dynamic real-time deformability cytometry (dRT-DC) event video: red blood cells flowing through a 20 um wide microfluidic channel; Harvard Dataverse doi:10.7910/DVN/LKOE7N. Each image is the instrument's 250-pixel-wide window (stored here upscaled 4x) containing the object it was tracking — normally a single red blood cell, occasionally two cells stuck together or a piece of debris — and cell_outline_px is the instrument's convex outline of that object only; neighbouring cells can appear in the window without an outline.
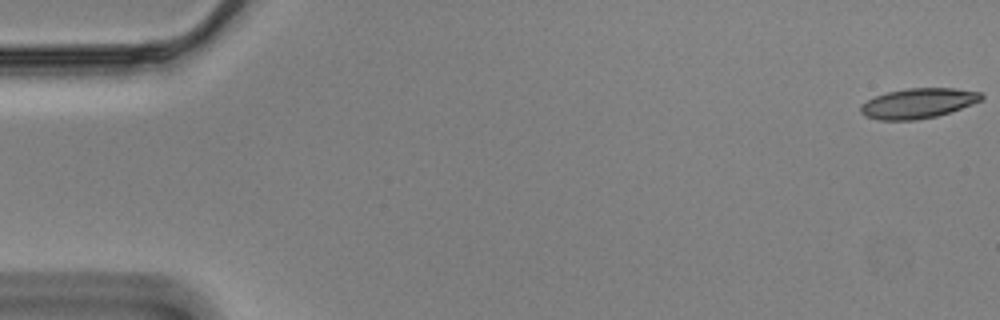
{"species": "Egyptian fruit bat (a non-hibernating species)", "species_latin": "Rousettus aegyptiacus", "temperature_condition": "cold", "stored_images_in_passage": 58, "camera_frame_rate_fps": 3000, "um_per_image_px": 0.085, "animal": {"sex": "male"}, "frame": {"image": 1, "passage_image": 1, "time_ms": 0.0, "image_size_px": [1000, 320], "cell_outline_px": [[984, 96], [980, 100], [972, 104], [936, 116], [916, 120], [880, 120], [864, 116], [860, 112], [860, 104], [876, 96], [888, 92], [908, 88], [956, 88], [980, 92]], "centroid_in_image_um": [78.01, 8.78], "position_along_channel_um": 7.0, "area_um2": 20.98}}
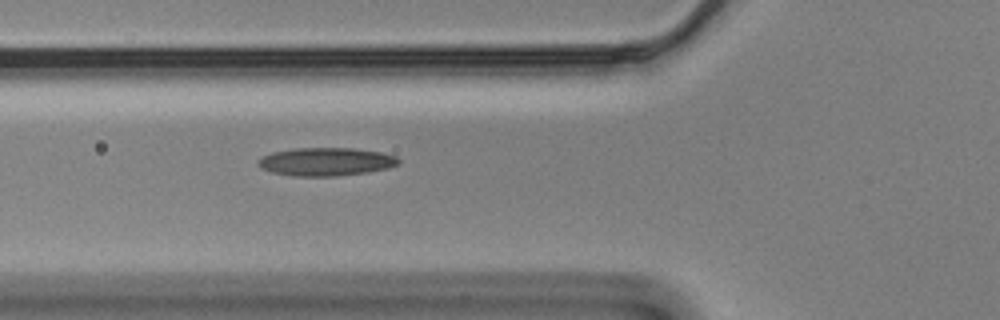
{"frame": {"image": 2, "passage_image": 21, "time_ms": 6.667, "image_size_px": [1000, 320], "cell_outline_px": [[400, 164], [388, 168], [368, 172], [336, 176], [292, 176], [272, 172], [260, 168], [256, 164], [256, 160], [260, 156], [272, 152], [292, 148], [352, 148], [380, 152], [396, 156], [400, 160]], "centroid_in_image_um": [27.66, 13.74], "position_along_channel_um": 98.1, "area_um2": 23.35}}
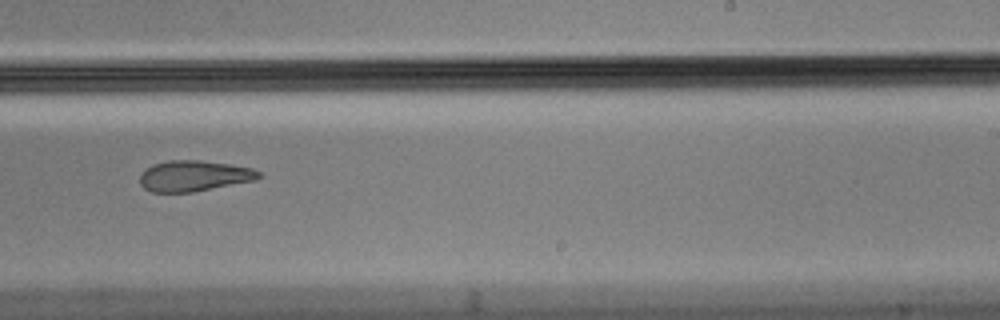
{"frame": {"image": 3, "passage_image": 36, "time_ms": 11.667, "image_size_px": [1000, 320], "cell_outline_px": [[260, 176], [256, 180], [192, 192], [152, 192], [144, 188], [140, 184], [140, 176], [152, 164], [168, 160], [200, 160], [228, 164], [252, 168], [260, 172]], "centroid_in_image_um": [16.48, 14.95], "position_along_channel_um": 272.5, "area_um2": 21.15}, "authors_computed_cell_mechanics": {"area_um2": 22.3686, "velocity_mm_per_s": 3.4791, "shape_relaxation_time_tau1_ms": null, "shape_relaxation_time_tau2_ms": 4.7009, "deformation_change_tau1": null, "deformation_change_tau2": 0.1337}}